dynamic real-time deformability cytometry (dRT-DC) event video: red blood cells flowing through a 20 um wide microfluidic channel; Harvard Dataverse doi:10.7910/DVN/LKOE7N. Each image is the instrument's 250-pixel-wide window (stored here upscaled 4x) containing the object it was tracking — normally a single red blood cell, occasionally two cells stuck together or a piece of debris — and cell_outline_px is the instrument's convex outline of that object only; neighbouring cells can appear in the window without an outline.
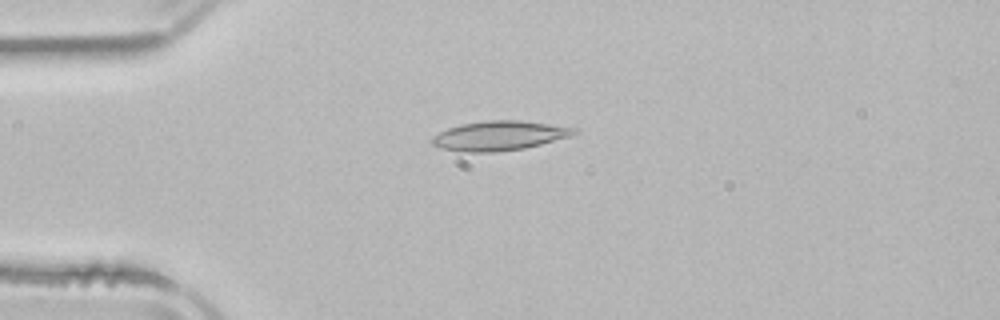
{"species": "common noctule bat (a hibernating species)", "species_latin": "Nyctalus noctula", "temperature_condition": "room temperature", "stored_images_in_passage": 3, "camera_frame_rate_fps": 3000, "um_per_image_px": 0.085, "animal": {"sex": "male", "body_mass_g": 21.5, "forearm_length_mm": 52.0}, "frame": {"image": 1, "passage_image": 2, "time_ms": 1.333, "image_size_px": [1000, 320], "cell_outline_px": [[580, 132], [568, 136], [540, 144], [524, 148], [496, 152], [468, 152], [440, 148], [432, 144], [432, 136], [448, 128], [460, 124], [484, 120], [520, 120], [580, 128]], "centroid_in_image_um": [42.45, 11.52], "position_along_channel_um": 42.6, "area_um2": 24.39}}